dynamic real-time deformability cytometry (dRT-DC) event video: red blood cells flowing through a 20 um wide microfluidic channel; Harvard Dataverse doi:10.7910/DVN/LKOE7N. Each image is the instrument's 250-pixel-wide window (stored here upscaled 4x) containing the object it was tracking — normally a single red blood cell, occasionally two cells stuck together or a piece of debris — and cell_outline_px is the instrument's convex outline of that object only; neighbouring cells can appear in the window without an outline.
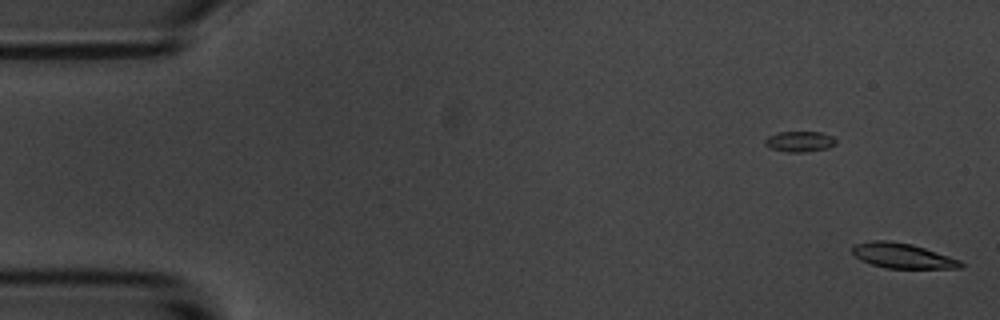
{"species": "common noctule bat (a hibernating species)", "species_latin": "Nyctalus noctula", "temperature_condition": "room temperature", "stored_images_in_passage": 2, "camera_frame_rate_fps": 3000, "um_per_image_px": 0.085, "animal": {"sex": "male", "body_mass_g": 20.1, "forearm_length_mm": 53.5}, "frame": {"image": 1, "passage_image": 2, "time_ms": 1.333, "image_size_px": [1000, 320], "cell_outline_px": [[964, 264], [960, 268], [884, 268], [860, 260], [852, 252], [852, 248], [856, 244], [872, 240], [888, 240], [912, 244], [960, 260]], "centroid_in_image_um": [76.69, 21.73], "position_along_channel_um": 8.3, "area_um2": 15.66}}